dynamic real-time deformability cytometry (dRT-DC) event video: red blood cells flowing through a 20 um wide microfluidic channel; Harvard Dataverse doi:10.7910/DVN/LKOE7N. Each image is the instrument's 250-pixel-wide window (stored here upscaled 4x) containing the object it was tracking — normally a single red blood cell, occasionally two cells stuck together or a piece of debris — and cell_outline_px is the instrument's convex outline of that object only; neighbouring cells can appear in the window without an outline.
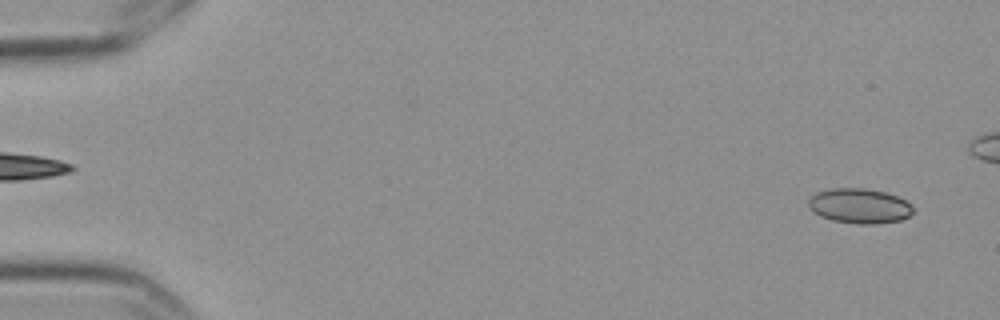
{"species": "Egyptian fruit bat (a non-hibernating species)", "species_latin": "Rousettus aegyptiacus", "temperature_condition": "cold", "stored_images_in_passage": 4, "camera_frame_rate_fps": 3000, "um_per_image_px": 0.085, "frame": {"image": 1, "passage_image": 1, "time_ms": 0.0, "image_size_px": [1000, 320], "cell_outline_px": [[912, 212], [908, 216], [900, 220], [876, 224], [856, 224], [832, 220], [820, 216], [808, 208], [808, 200], [816, 192], [832, 188], [864, 188], [884, 192], [896, 196], [912, 204]], "centroid_in_image_um": [73.02, 17.5], "position_along_channel_um": 12.0, "area_um2": 21.27}}